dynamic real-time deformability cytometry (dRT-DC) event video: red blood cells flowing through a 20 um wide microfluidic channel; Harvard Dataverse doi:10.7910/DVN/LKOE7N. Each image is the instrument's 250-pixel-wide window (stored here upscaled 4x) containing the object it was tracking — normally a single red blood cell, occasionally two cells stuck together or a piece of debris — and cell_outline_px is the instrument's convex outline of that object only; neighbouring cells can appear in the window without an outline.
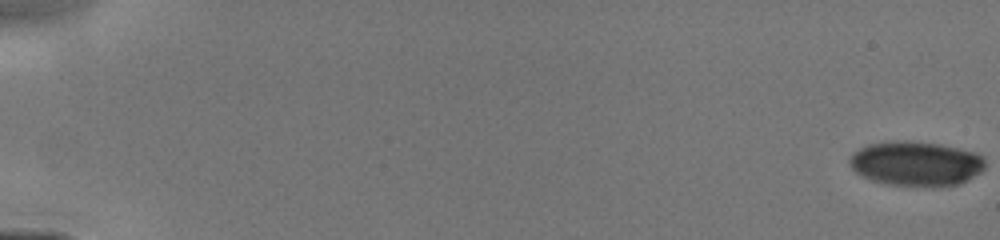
{"species": "human", "species_latin": "Homo sapiens", "temperature_condition": "cold", "stored_images_in_passage": 51, "camera_frame_rate_fps": 3000, "um_per_image_px": 0.085, "donor": {"sex": "male"}, "frame": {"image": 1, "passage_image": 1, "time_ms": 0.0, "image_size_px": [1000, 240], "cell_outline_px": [[984, 168], [980, 172], [968, 180], [960, 184], [932, 188], [888, 184], [872, 180], [860, 176], [848, 164], [848, 156], [852, 152], [868, 144], [892, 140], [908, 140], [940, 144], [976, 152], [984, 160]], "centroid_in_image_um": [77.82, 13.91], "position_along_channel_um": 7.2, "area_um2": 35.95}}
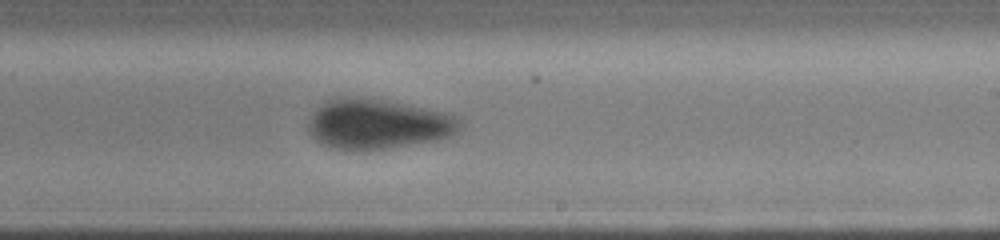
{"frame": {"image": 2, "passage_image": 28, "time_ms": 10.0, "image_size_px": [1000, 240], "cell_outline_px": [[464, 124], [452, 136], [436, 140], [364, 152], [328, 148], [320, 144], [308, 132], [308, 120], [312, 112], [320, 104], [328, 100], [340, 96], [352, 96], [384, 100], [448, 112], [460, 116], [464, 120]], "centroid_in_image_um": [32.11, 10.55], "position_along_channel_um": 256.9, "area_um2": 45.32}}
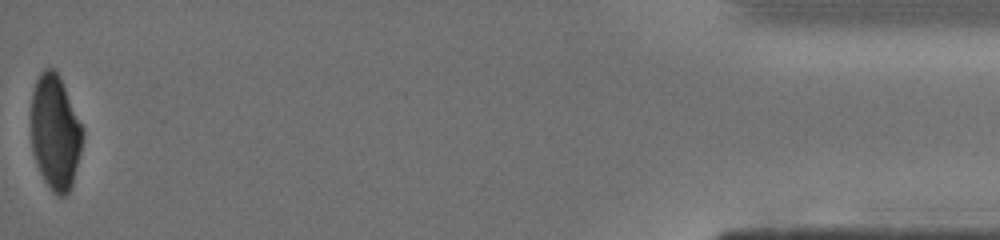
{"frame": {"image": 3, "passage_image": 51, "time_ms": 15.667, "image_size_px": [1000, 240], "cell_outline_px": [[84, 136], [72, 184], [68, 192], [64, 196], [56, 196], [52, 192], [44, 180], [36, 164], [32, 152], [32, 92], [36, 80], [40, 72], [44, 68], [52, 68], [60, 76], [84, 128]], "centroid_in_image_um": [4.7, 11.24], "position_along_channel_um": 430.5, "area_um2": 34.62}}